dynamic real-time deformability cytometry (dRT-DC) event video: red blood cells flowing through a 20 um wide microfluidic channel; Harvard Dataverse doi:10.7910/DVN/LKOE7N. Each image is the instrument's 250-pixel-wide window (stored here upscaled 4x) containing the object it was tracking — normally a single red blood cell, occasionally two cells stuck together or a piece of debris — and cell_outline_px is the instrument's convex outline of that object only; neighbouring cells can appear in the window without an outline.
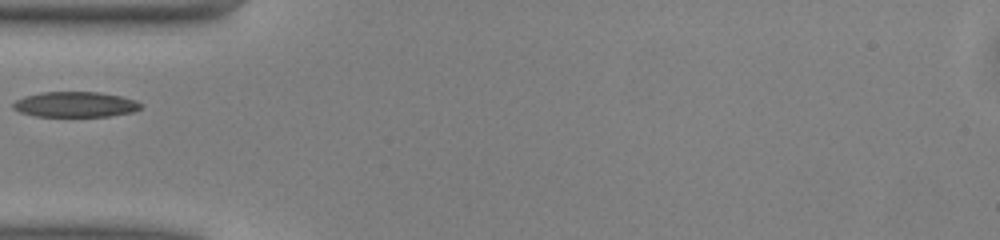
{"species": "common noctule bat (a hibernating species)", "species_latin": "Nyctalus noctula", "temperature_condition": "warm", "stored_images_in_passage": 25, "camera_frame_rate_fps": 3000, "um_per_image_px": 0.085, "animal": {"sex": "male", "body_mass_g": 13.0, "forearm_length_mm": 53.1}, "frame": {"image": 1, "passage_image": 1, "time_ms": 0.0, "image_size_px": [1000, 240], "cell_outline_px": [[144, 104], [140, 108], [132, 112], [112, 116], [36, 116], [20, 112], [12, 108], [12, 104], [16, 100], [24, 96], [40, 92], [96, 92], [120, 96], [136, 100]], "centroid_in_image_um": [6.4, 8.87], "position_along_channel_um": 78.6, "area_um2": 18.9}}
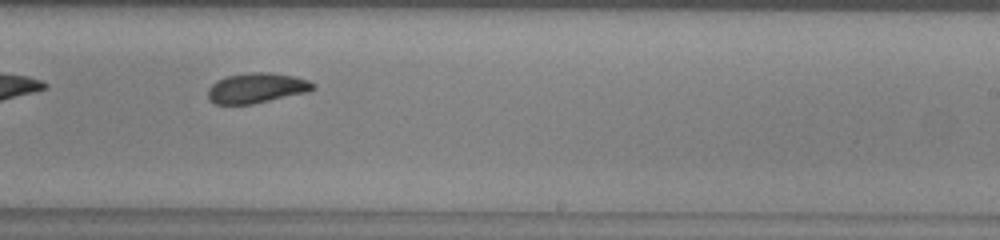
{"frame": {"image": 2, "passage_image": 15, "time_ms": 4.667, "image_size_px": [1000, 240], "cell_outline_px": [[316, 88], [308, 92], [252, 104], [216, 104], [208, 100], [208, 88], [216, 80], [228, 76], [252, 72], [268, 72], [292, 76], [308, 80], [316, 84]], "centroid_in_image_um": [21.81, 7.48], "position_along_channel_um": 267.2, "area_um2": 18.44}}
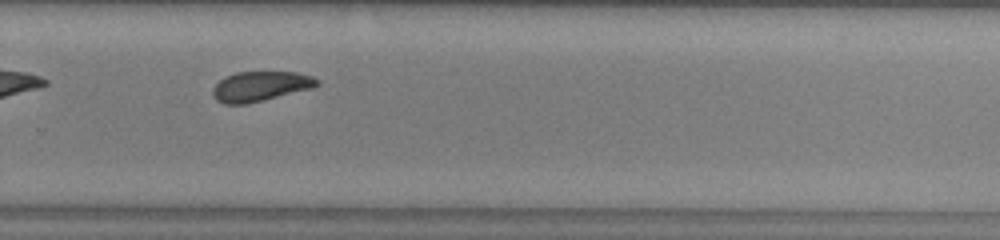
{"frame": {"image": 3, "passage_image": 18, "time_ms": 5.667, "image_size_px": [1000, 240], "cell_outline_px": [[320, 84], [312, 88], [244, 104], [224, 104], [216, 100], [212, 92], [212, 88], [224, 76], [236, 72], [296, 72], [312, 76], [320, 80]], "centroid_in_image_um": [22.12, 7.32], "position_along_channel_um": 307.7, "area_um2": 18.03}}